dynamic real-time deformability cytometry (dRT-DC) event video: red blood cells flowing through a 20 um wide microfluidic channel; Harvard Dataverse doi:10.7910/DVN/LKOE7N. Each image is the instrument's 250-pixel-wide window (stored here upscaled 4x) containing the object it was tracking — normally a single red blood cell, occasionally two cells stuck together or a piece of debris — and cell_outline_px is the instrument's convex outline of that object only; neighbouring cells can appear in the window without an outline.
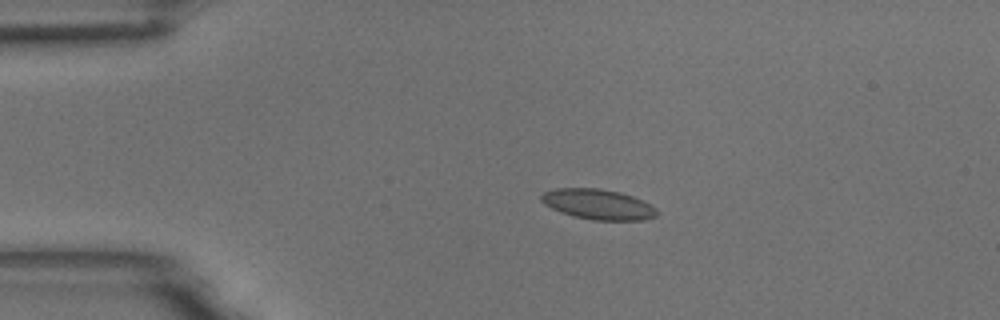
{"species": "common noctule bat (a hibernating species)", "species_latin": "Nyctalus noctula", "temperature_condition": "room temperature", "stored_images_in_passage": 10, "camera_frame_rate_fps": 3000, "um_per_image_px": 0.085, "animal": {"sex": "male", "body_mass_g": 18.8}, "frame": {"image": 1, "passage_image": 4, "time_ms": 1.0, "image_size_px": [1000, 320], "cell_outline_px": [[656, 216], [644, 220], [592, 220], [572, 216], [560, 212], [544, 204], [540, 200], [540, 196], [544, 192], [556, 188], [600, 188], [620, 192], [632, 196], [656, 208]], "centroid_in_image_um": [50.79, 17.36], "position_along_channel_um": 34.2, "area_um2": 20.35}}
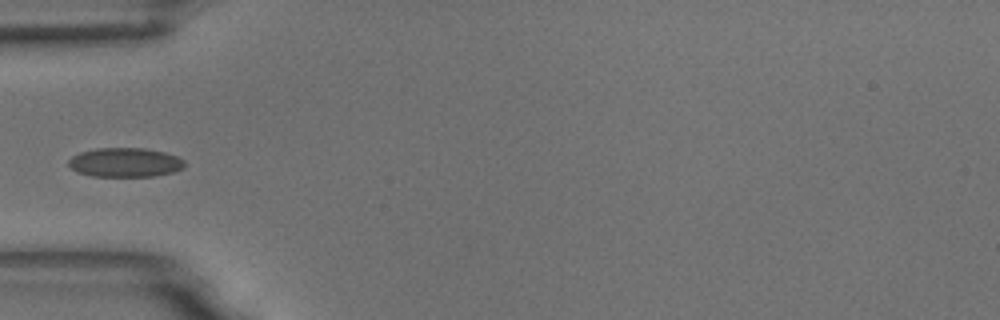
{"frame": {"image": 2, "passage_image": 6, "time_ms": 1.667, "image_size_px": [1000, 320], "cell_outline_px": [[184, 168], [172, 172], [156, 176], [92, 176], [80, 172], [72, 168], [68, 164], [68, 160], [72, 156], [80, 152], [96, 148], [144, 148], [164, 152], [176, 156], [184, 160]], "centroid_in_image_um": [10.64, 13.8], "position_along_channel_um": 74.4, "area_um2": 19.65}}
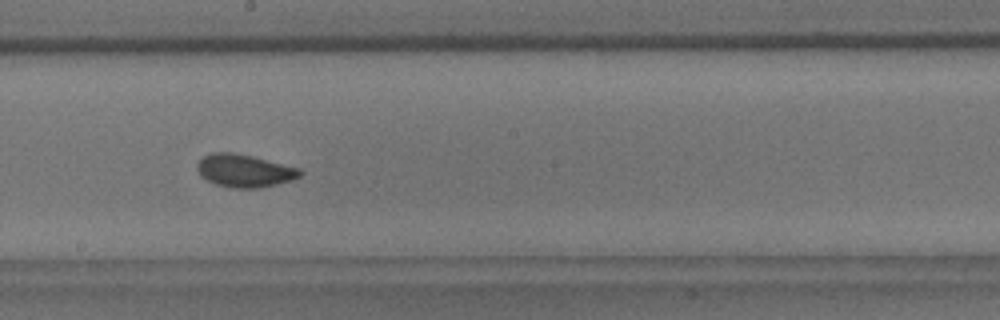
{"frame": {"image": 3, "passage_image": 10, "time_ms": 3.0, "image_size_px": [1000, 320], "cell_outline_px": [[304, 172], [300, 176], [292, 180], [260, 188], [232, 188], [216, 184], [200, 176], [196, 168], [196, 164], [204, 156], [212, 152], [232, 152], [252, 156], [300, 168]], "centroid_in_image_um": [20.78, 14.51], "position_along_channel_um": 227.4, "area_um2": 19.71}}